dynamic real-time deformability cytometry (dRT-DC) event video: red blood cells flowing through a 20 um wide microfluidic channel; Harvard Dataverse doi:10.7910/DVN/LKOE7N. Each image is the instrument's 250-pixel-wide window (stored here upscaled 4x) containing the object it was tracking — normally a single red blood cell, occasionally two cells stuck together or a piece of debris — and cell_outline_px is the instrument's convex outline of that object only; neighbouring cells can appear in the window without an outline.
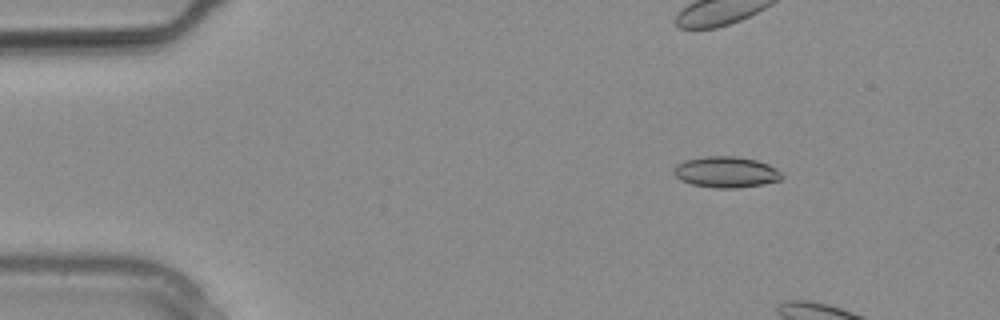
{"species": "common noctule bat (a hibernating species)", "species_latin": "Nyctalus noctula", "temperature_condition": "warm", "stored_images_in_passage": 6, "camera_frame_rate_fps": 3000, "um_per_image_px": 0.085, "animal": {"sex": "male", "body_mass_g": 20.4}, "frame": {"image": 1, "passage_image": 1, "time_ms": 0.0, "image_size_px": [1000, 320], "cell_outline_px": [[784, 176], [780, 180], [760, 184], [736, 188], [716, 188], [692, 184], [680, 180], [672, 172], [676, 164], [684, 160], [704, 156], [736, 156], [756, 160], [768, 164], [776, 168]], "centroid_in_image_um": [61.68, 14.61], "position_along_channel_um": 23.3, "area_um2": 19.54}}